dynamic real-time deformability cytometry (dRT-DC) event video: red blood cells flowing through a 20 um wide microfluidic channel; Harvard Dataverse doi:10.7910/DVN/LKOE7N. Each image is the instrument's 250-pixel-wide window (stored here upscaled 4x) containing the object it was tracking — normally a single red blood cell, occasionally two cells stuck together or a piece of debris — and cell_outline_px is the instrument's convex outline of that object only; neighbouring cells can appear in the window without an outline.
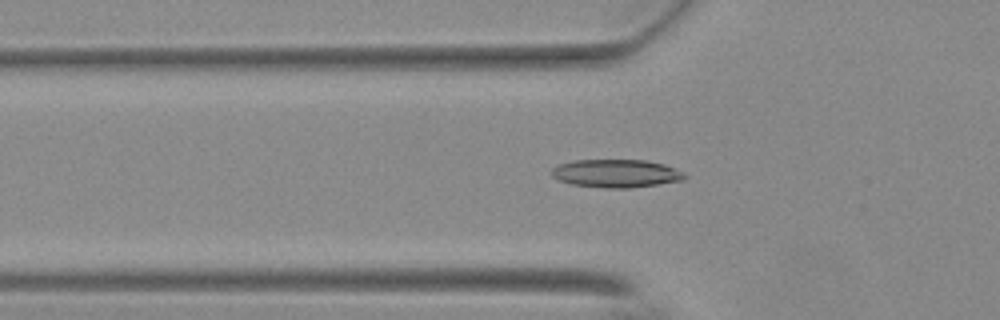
{"species": "Egyptian fruit bat (a non-hibernating species)", "species_latin": "Rousettus aegyptiacus", "temperature_condition": "warm", "stored_images_in_passage": 49, "camera_frame_rate_fps": 3000, "um_per_image_px": 0.085, "animal": {"sex": "female"}, "frame": {"image": 1, "passage_image": 16, "time_ms": 5.0, "image_size_px": [1000, 320], "cell_outline_px": [[688, 176], [684, 180], [628, 188], [604, 188], [572, 184], [560, 180], [552, 176], [552, 168], [560, 164], [576, 160], [648, 160], [664, 164], [684, 172]], "centroid_in_image_um": [52.41, 14.74], "position_along_channel_um": 73.4, "area_um2": 21.68}}
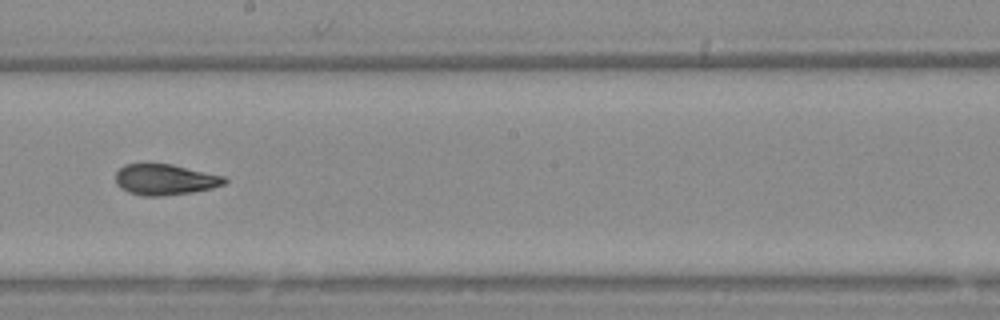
{"frame": {"image": 2, "passage_image": 29, "time_ms": 9.333, "image_size_px": [1000, 320], "cell_outline_px": [[228, 180], [224, 184], [212, 188], [192, 192], [160, 196], [144, 196], [128, 192], [120, 188], [116, 184], [116, 172], [124, 164], [172, 164], [224, 176]], "centroid_in_image_um": [14.01, 15.26], "position_along_channel_um": 234.2, "area_um2": 19.54}}
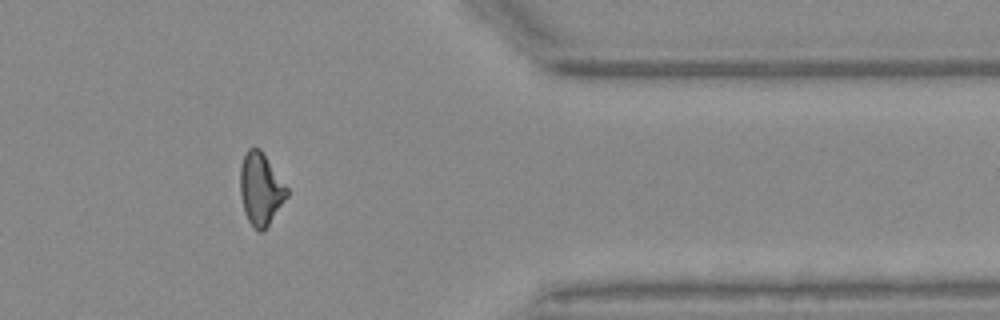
{"frame": {"image": 3, "passage_image": 43, "time_ms": 14.0, "image_size_px": [1000, 320], "cell_outline_px": [[288, 196], [264, 232], [260, 232], [248, 220], [244, 212], [240, 192], [240, 168], [244, 156], [248, 148], [260, 148], [288, 188]], "centroid_in_image_um": [22.16, 16.07], "position_along_channel_um": 389.2, "area_um2": 19.59}, "authors_computed_cell_mechanics": {"area_um2": 19.8254, "velocity_mm_per_s": 3.7082, "shape_relaxation_time_tau1_ms": null, "shape_relaxation_time_tau2_ms": 2.5577, "deformation_change_tau1": null, "deformation_change_tau2": 0.0882}}